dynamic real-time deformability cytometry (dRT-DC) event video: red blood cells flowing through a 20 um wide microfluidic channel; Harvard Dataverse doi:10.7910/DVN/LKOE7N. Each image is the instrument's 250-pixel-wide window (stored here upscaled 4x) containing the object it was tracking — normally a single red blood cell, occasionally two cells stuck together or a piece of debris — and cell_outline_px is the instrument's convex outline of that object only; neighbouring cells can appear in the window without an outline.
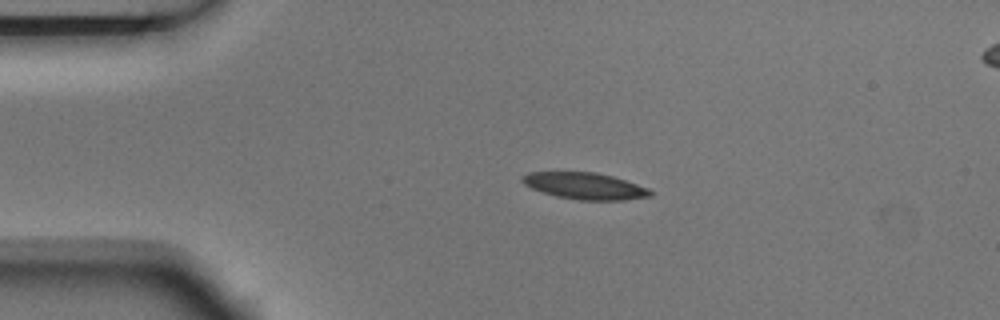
{"species": "Egyptian fruit bat (a non-hibernating species)", "species_latin": "Rousettus aegyptiacus", "temperature_condition": "room temperature", "stored_images_in_passage": 3, "segment_of_instrument_passage": [1, 2], "camera_frame_rate_fps": 3000, "um_per_image_px": 0.085, "animal": {"sex": "male"}, "frame": {"image": 1, "passage_image": 1, "time_ms": 0.0, "image_size_px": [1000, 320], "cell_outline_px": [[652, 196], [624, 200], [580, 200], [556, 196], [532, 188], [524, 184], [520, 180], [520, 176], [528, 172], [596, 172], [612, 176], [648, 188], [652, 192]], "centroid_in_image_um": [49.69, 15.8], "position_along_channel_um": 35.3, "area_um2": 19.77}}